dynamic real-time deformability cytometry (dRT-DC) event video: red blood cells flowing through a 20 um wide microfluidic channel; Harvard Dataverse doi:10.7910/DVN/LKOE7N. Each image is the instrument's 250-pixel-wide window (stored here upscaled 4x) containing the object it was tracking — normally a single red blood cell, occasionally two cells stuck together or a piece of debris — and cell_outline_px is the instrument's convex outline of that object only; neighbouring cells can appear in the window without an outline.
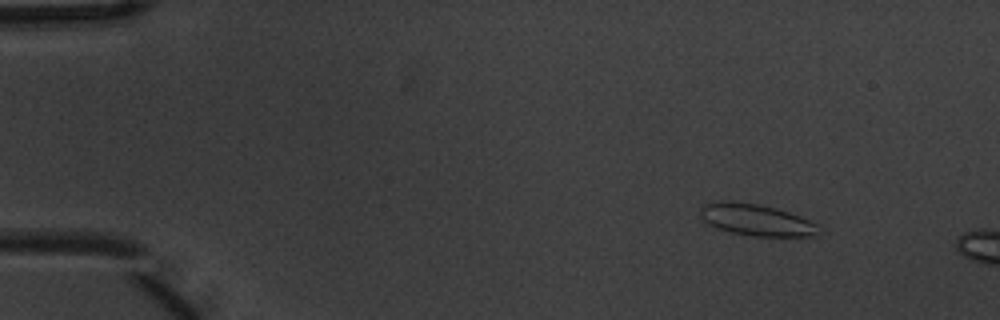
{"species": "common noctule bat (a hibernating species)", "species_latin": "Nyctalus noctula", "temperature_condition": "warm", "stored_images_in_passage": 2, "segment_of_instrument_passage": [1, 2], "camera_frame_rate_fps": 3000, "um_per_image_px": 0.085, "animal": {"sex": "male", "body_mass_g": 20.1, "forearm_length_mm": 53.5}, "frame": {"image": 1, "passage_image": 1, "time_ms": 0.0, "image_size_px": [1000, 320], "cell_outline_px": [[820, 236], [752, 236], [732, 232], [708, 224], [700, 216], [700, 208], [704, 204], [724, 200], [728, 200], [760, 204], [776, 208], [800, 216], [816, 224]], "centroid_in_image_um": [64.27, 18.68], "position_along_channel_um": 20.7, "area_um2": 21.73}}